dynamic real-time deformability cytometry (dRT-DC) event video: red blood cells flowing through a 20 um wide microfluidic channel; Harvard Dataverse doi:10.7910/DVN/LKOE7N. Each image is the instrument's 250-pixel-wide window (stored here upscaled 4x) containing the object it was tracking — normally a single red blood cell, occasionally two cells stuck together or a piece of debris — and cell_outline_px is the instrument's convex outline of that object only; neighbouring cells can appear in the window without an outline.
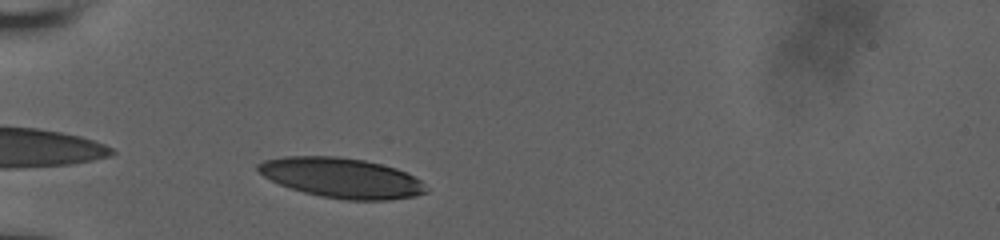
{"species": "human", "species_latin": "Homo sapiens", "temperature_condition": "room temperature", "stored_images_in_passage": 31, "camera_frame_rate_fps": 3000, "um_per_image_px": 0.085, "donor": {"sex": "male"}, "frame": {"image": 1, "passage_image": 2, "time_ms": 0.333, "image_size_px": [1000, 240], "cell_outline_px": [[428, 192], [416, 196], [388, 200], [344, 200], [320, 196], [304, 192], [280, 184], [264, 176], [256, 168], [256, 164], [264, 160], [284, 156], [336, 156], [364, 160], [396, 168], [420, 180]], "centroid_in_image_um": [29.02, 15.12], "position_along_channel_um": 56.0, "area_um2": 38.96}}
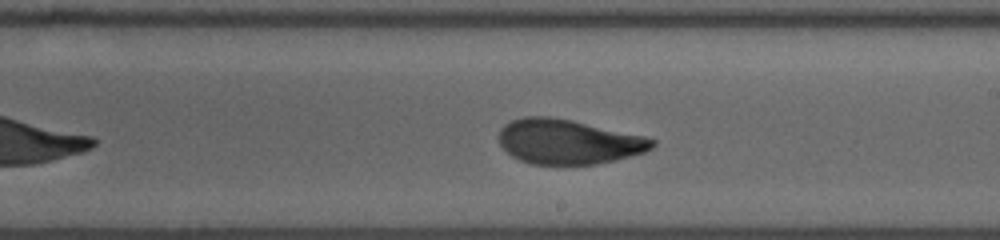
{"frame": {"image": 2, "passage_image": 18, "time_ms": 5.667, "image_size_px": [1000, 240], "cell_outline_px": [[656, 144], [652, 148], [644, 152], [596, 164], [532, 164], [520, 160], [512, 156], [500, 144], [496, 136], [500, 128], [504, 124], [512, 120], [524, 116], [548, 116], [572, 120], [644, 136], [656, 140]], "centroid_in_image_um": [48.25, 12.03], "position_along_channel_um": 240.7, "area_um2": 39.88}}
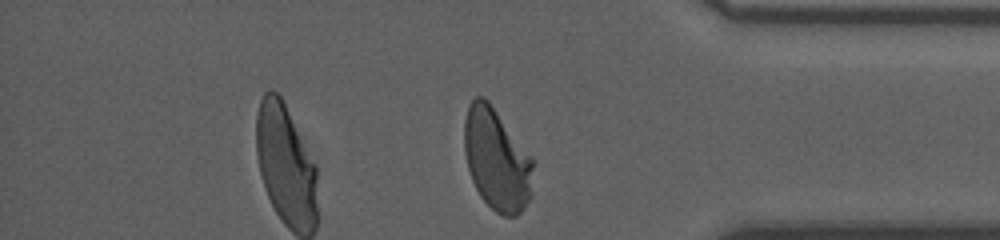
{"frame": {"image": 3, "passage_image": 31, "time_ms": 10.0, "image_size_px": [1000, 240], "cell_outline_px": [[532, 196], [524, 208], [516, 216], [504, 216], [496, 212], [480, 196], [472, 180], [468, 168], [464, 152], [464, 120], [468, 104], [476, 96], [484, 96], [488, 100], [532, 156]], "centroid_in_image_um": [42.21, 13.55], "position_along_channel_um": 393.0, "area_um2": 41.04}, "authors_computed_cell_mechanics": {"area_um2": 40.3444, "velocity_mm_per_s": 3.8216, "shape_relaxation_time_tau1_ms": 6.2697, "shape_relaxation_time_tau2_ms": 1.0233, "deformation_change_tau1": 0.224, "deformation_change_tau2": 0.0673}}